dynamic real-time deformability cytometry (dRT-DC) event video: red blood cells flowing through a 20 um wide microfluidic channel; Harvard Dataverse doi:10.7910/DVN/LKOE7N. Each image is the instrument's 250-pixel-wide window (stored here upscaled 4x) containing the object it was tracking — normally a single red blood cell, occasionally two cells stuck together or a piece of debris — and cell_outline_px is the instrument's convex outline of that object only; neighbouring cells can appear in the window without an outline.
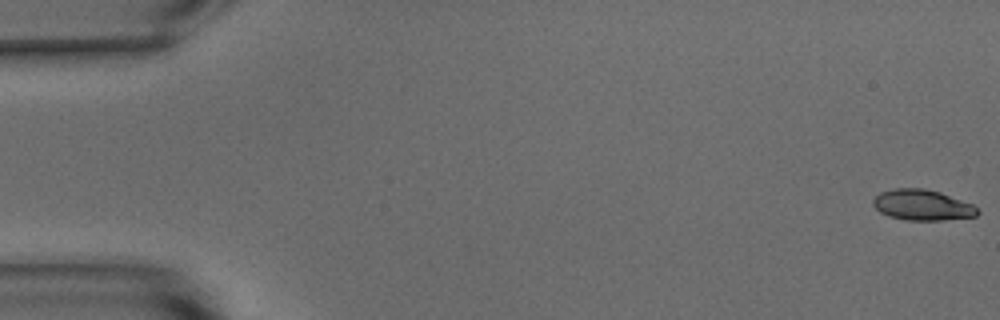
{"species": "common noctule bat (a hibernating species)", "species_latin": "Nyctalus noctula", "temperature_condition": "warm", "stored_images_in_passage": 12, "camera_frame_rate_fps": 3000, "um_per_image_px": 0.085, "animal": {"sex": "male", "body_mass_g": 15.6}, "frame": {"image": 1, "passage_image": 1, "time_ms": 0.0, "image_size_px": [1000, 320], "cell_outline_px": [[980, 212], [976, 216], [944, 220], [908, 220], [888, 216], [880, 212], [872, 204], [872, 200], [880, 192], [892, 188], [924, 188], [940, 192], [972, 204]], "centroid_in_image_um": [78.37, 17.42], "position_along_channel_um": 6.6, "area_um2": 18.67}}